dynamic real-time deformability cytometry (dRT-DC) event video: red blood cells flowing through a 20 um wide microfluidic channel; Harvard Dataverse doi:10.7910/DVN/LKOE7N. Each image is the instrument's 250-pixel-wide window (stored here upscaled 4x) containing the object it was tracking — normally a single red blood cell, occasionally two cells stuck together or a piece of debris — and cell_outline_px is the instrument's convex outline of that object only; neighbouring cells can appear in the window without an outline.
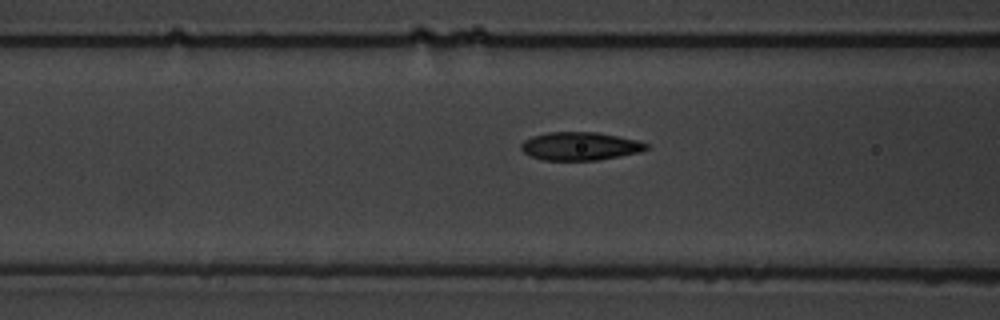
{"species": "common noctule bat (a hibernating species)", "species_latin": "Nyctalus noctula", "temperature_condition": "warm", "stored_images_in_passage": 4, "camera_frame_rate_fps": 3000, "um_per_image_px": 0.085, "animal": {"sex": "male", "body_mass_g": 19.5, "forearm_length_mm": 54.6}, "frame": {"image": 1, "passage_image": 4, "time_ms": 4.333, "image_size_px": [1000, 320], "cell_outline_px": [[648, 148], [640, 152], [600, 160], [544, 160], [532, 156], [524, 152], [520, 148], [520, 144], [524, 140], [532, 136], [548, 132], [596, 132], [636, 140], [648, 144]], "centroid_in_image_um": [49.29, 12.42], "position_along_channel_um": 117.3, "area_um2": 20.46}}